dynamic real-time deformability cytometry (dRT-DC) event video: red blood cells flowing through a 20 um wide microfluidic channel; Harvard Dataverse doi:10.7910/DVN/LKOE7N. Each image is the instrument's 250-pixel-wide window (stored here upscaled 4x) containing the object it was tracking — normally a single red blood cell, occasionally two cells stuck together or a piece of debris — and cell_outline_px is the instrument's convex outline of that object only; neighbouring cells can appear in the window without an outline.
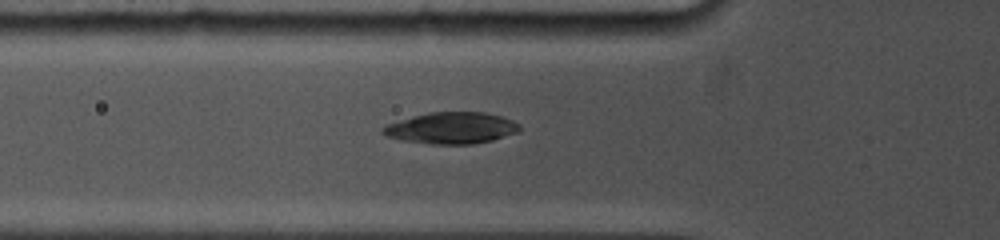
{"species": "common noctule bat (a hibernating species)", "species_latin": "Nyctalus noctula", "temperature_condition": "cold", "stored_images_in_passage": 5, "camera_frame_rate_fps": 5000, "um_per_image_px": 0.085, "animal": {"sex": "female", "body_mass_g": 19.0, "forearm_length_mm": 53.3}, "frame": {"image": 1, "passage_image": 2, "time_ms": 0.6, "image_size_px": [1000, 240], "cell_outline_px": [[520, 132], [492, 140], [472, 144], [428, 144], [404, 140], [388, 136], [380, 132], [380, 128], [384, 124], [412, 116], [428, 112], [484, 112], [500, 116], [512, 120], [520, 124]], "centroid_in_image_um": [38.35, 10.88], "position_along_channel_um": 87.4, "area_um2": 25.26}}
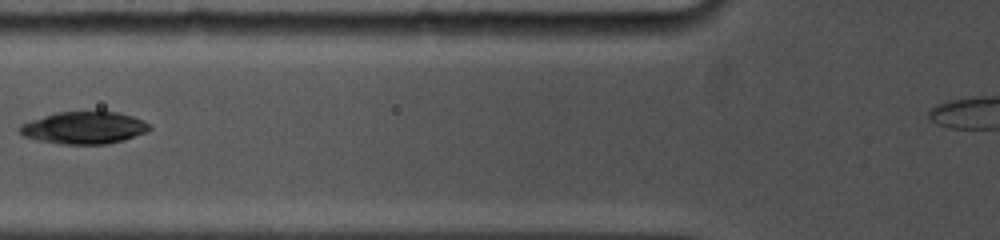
{"frame": {"image": 2, "passage_image": 3, "time_ms": 1.4, "image_size_px": [1000, 240], "cell_outline_px": [[152, 128], [144, 132], [124, 140], [108, 144], [60, 144], [36, 140], [24, 136], [20, 132], [20, 124], [56, 112], [116, 112], [132, 116], [144, 120]], "centroid_in_image_um": [7.14, 10.87], "position_along_channel_um": 118.7, "area_um2": 24.16}}
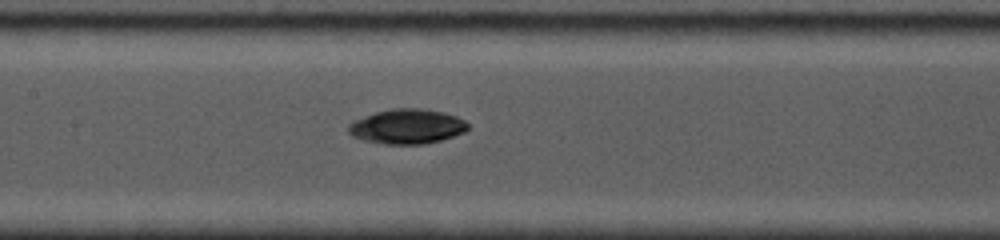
{"frame": {"image": 3, "passage_image": 5, "time_ms": 2.8, "image_size_px": [1000, 240], "cell_outline_px": [[468, 128], [464, 132], [440, 140], [424, 144], [384, 144], [364, 140], [352, 136], [348, 132], [348, 124], [352, 120], [376, 112], [392, 108], [420, 108], [444, 112], [456, 116], [464, 120], [468, 124]], "centroid_in_image_um": [34.57, 10.74], "position_along_channel_um": 172.8, "area_um2": 24.22}}